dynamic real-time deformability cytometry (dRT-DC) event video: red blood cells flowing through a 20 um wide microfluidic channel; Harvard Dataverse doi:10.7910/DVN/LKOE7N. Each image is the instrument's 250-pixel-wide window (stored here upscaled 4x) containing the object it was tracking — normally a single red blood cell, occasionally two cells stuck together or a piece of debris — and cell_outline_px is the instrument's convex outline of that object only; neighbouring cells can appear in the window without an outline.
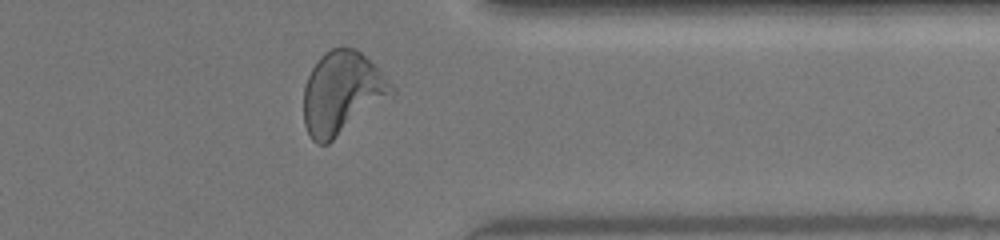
{"species": "human", "species_latin": "Homo sapiens", "temperature_condition": "warm", "stored_images_in_passage": 13, "camera_frame_rate_fps": 3000, "um_per_image_px": 0.085, "donor": {"sex": "female"}, "frame": {"image": 1, "passage_image": 11, "time_ms": 9.0, "image_size_px": [1000, 240], "cell_outline_px": [[396, 96], [328, 144], [316, 144], [312, 140], [304, 124], [304, 84], [312, 68], [320, 56], [324, 52], [332, 48], [356, 48], [396, 88]], "centroid_in_image_um": [29.1, 7.95], "position_along_channel_um": 382.3, "area_um2": 42.77}}